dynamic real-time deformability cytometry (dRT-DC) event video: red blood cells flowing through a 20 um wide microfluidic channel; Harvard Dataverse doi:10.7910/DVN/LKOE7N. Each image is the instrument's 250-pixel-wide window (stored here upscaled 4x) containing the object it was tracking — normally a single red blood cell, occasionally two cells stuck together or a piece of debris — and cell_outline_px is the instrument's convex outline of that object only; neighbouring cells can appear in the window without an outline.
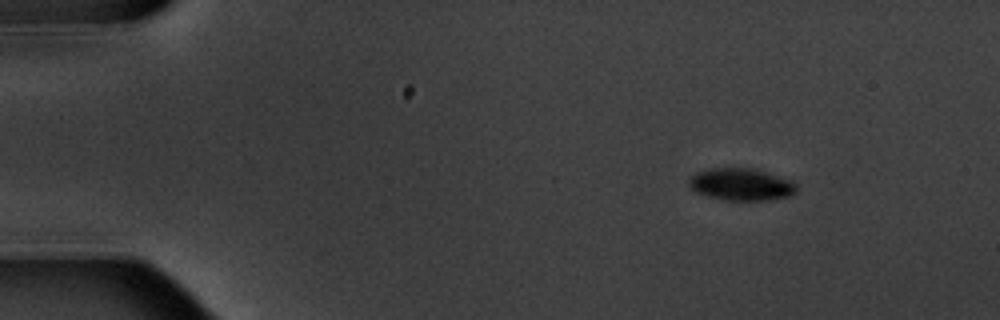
{"species": "common noctule bat (a hibernating species)", "species_latin": "Nyctalus noctula", "temperature_condition": "warm", "stored_images_in_passage": 4, "camera_frame_rate_fps": 3000, "um_per_image_px": 0.085, "animal": {"sex": "male", "body_mass_g": 20.1, "forearm_length_mm": 53.5}, "frame": {"image": 1, "passage_image": 1, "time_ms": 0.0, "image_size_px": [1000, 320], "cell_outline_px": [[796, 192], [792, 196], [768, 200], [724, 200], [708, 196], [696, 192], [688, 184], [688, 180], [696, 172], [708, 168], [756, 168], [792, 180], [796, 184]], "centroid_in_image_um": [63.03, 15.67], "position_along_channel_um": 22.0, "area_um2": 20.4}}
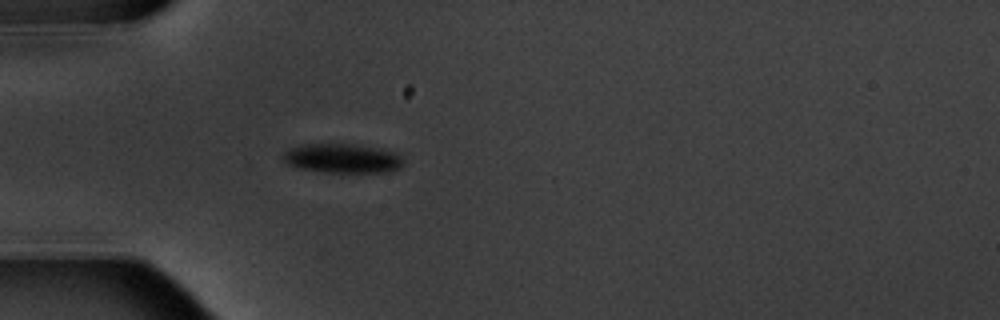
{"frame": {"image": 2, "passage_image": 4, "time_ms": 3.333, "image_size_px": [1000, 320], "cell_outline_px": [[404, 164], [400, 168], [392, 172], [324, 172], [300, 168], [288, 164], [280, 156], [284, 152], [300, 144], [356, 144], [380, 148], [396, 152], [404, 160]], "centroid_in_image_um": [29.15, 13.46], "position_along_channel_um": 55.9, "area_um2": 20.75}}